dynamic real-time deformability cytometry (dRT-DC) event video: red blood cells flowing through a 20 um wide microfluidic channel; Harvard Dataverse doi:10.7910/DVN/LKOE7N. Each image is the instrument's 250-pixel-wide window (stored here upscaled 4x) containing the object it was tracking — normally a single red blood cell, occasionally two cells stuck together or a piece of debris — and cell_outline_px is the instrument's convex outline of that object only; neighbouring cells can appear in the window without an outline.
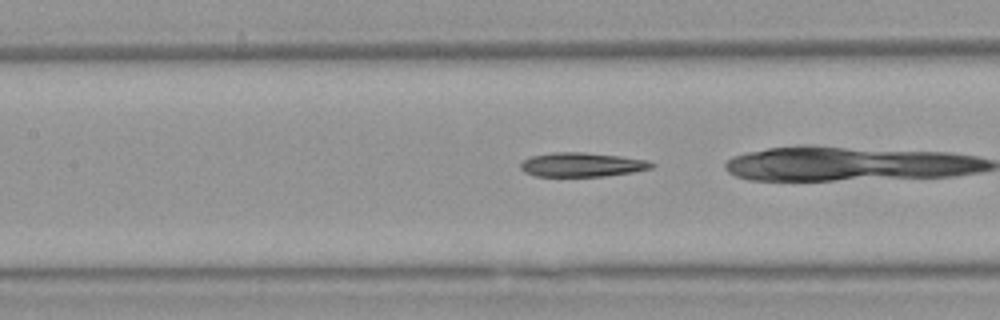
{"species": "Egyptian fruit bat (a non-hibernating species)", "species_latin": "Rousettus aegyptiacus", "temperature_condition": "warm", "stored_images_in_passage": 35, "camera_frame_rate_fps": 3000, "um_per_image_px": 0.085, "animal": {"sex": "female"}, "frame": {"image": 1, "passage_image": 18, "time_ms": 5.667, "image_size_px": [1000, 320], "cell_outline_px": [[656, 164], [652, 168], [632, 172], [604, 176], [536, 176], [524, 172], [520, 168], [520, 164], [528, 156], [552, 152], [584, 152], [620, 156], [648, 160]], "centroid_in_image_um": [49.45, 13.99], "position_along_channel_um": 158.0, "area_um2": 18.55}}
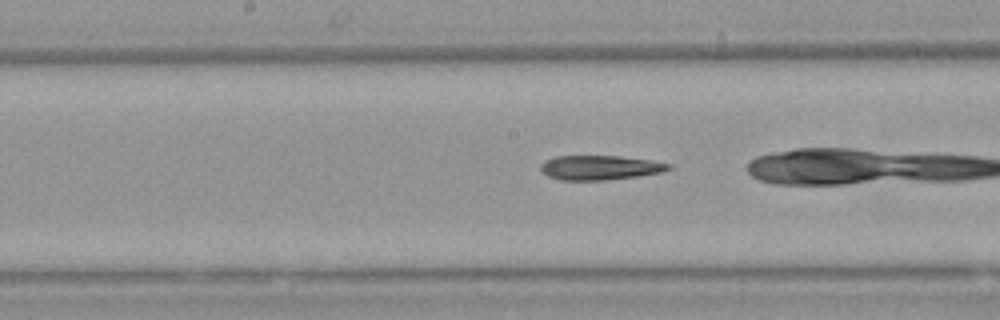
{"frame": {"image": 2, "passage_image": 21, "time_ms": 6.667, "image_size_px": [1000, 320], "cell_outline_px": [[672, 168], [660, 172], [636, 176], [604, 180], [560, 180], [548, 176], [540, 168], [540, 164], [544, 160], [556, 156], [620, 156], [652, 160], [672, 164]], "centroid_in_image_um": [50.98, 14.24], "position_along_channel_um": 197.2, "area_um2": 18.21}}
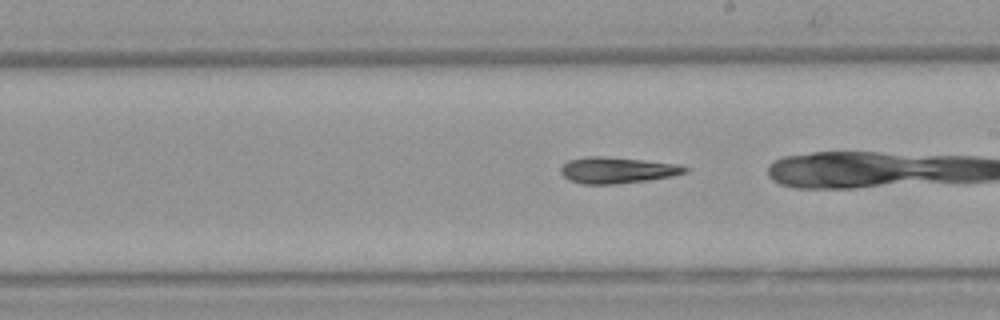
{"frame": {"image": 3, "passage_image": 24, "time_ms": 7.667, "image_size_px": [1000, 320], "cell_outline_px": [[688, 172], [672, 176], [648, 180], [616, 184], [580, 184], [568, 180], [560, 172], [560, 168], [568, 160], [584, 156], [604, 156], [644, 160], [680, 164], [688, 168]], "centroid_in_image_um": [52.44, 14.46], "position_along_channel_um": 236.6, "area_um2": 19.19}}